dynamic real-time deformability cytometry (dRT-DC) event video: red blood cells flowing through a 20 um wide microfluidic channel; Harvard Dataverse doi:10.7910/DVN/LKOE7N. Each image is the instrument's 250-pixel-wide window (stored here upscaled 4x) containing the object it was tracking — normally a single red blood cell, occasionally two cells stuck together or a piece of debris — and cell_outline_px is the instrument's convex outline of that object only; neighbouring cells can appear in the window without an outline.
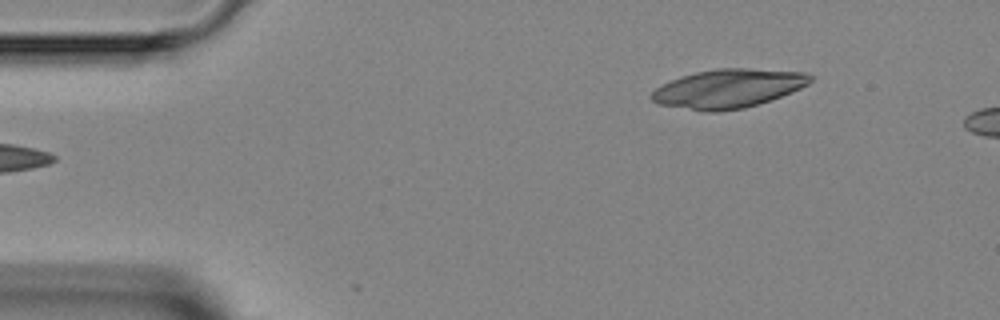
{"species": "Egyptian fruit bat (a non-hibernating species)", "species_latin": "Rousettus aegyptiacus", "temperature_condition": "room temperature", "stored_images_in_passage": 3, "camera_frame_rate_fps": 3000, "um_per_image_px": 0.085, "animal": {"sex": "female"}, "frame": {"image": 1, "passage_image": 1, "time_ms": 0.0, "image_size_px": [1000, 320], "cell_outline_px": [[812, 80], [808, 84], [792, 92], [744, 108], [716, 112], [704, 112], [656, 104], [648, 96], [660, 84], [680, 76], [696, 72], [716, 68], [748, 68], [804, 72], [812, 76]], "centroid_in_image_um": [61.83, 7.53], "position_along_channel_um": 23.2, "area_um2": 36.07}}